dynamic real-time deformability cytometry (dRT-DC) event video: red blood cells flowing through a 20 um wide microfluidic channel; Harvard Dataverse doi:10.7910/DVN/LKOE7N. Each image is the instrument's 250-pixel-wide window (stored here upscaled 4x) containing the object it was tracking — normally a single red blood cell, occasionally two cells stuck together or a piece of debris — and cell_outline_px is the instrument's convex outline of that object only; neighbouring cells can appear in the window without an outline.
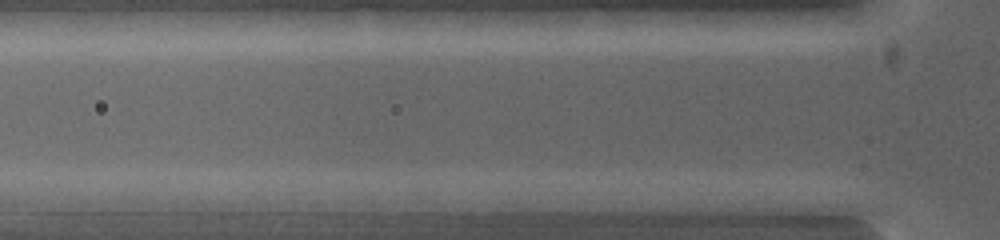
{"species": "common noctule bat (a hibernating species)", "species_latin": "Nyctalus noctula", "temperature_condition": "warm", "stored_images_in_passage": 6, "camera_frame_rate_fps": 5000, "um_per_image_px": 0.085, "animal": {"sex": "female", "body_mass_g": 19.0, "forearm_length_mm": 53.3}, "frame": {"image": 1, "passage_image": 3, "time_ms": 0.4, "image_size_px": [1000, 240], "cell_outline_px": [[600, 200], [548, 212], [496, 212], [496, 200], [560, 192], [580, 192]], "centroid_in_image_um": [46.19, 17.21], "position_along_channel_um": 79.6, "area_um2": 10.35}}